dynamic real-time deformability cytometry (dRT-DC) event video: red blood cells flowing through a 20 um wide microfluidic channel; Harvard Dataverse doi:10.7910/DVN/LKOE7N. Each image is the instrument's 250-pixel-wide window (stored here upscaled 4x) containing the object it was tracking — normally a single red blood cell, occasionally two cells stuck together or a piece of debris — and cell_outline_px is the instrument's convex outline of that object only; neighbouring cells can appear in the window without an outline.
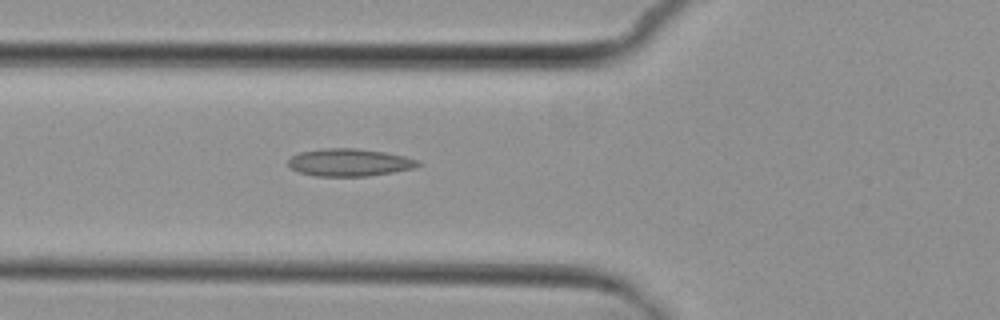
{"species": "common noctule bat (a hibernating species)", "species_latin": "Nyctalus noctula", "temperature_condition": "cold", "stored_images_in_passage": 6, "camera_frame_rate_fps": 3000, "um_per_image_px": 0.085, "animal": {"sex": "female", "body_mass_g": 29.2, "forearm_length_mm": 56.3}, "frame": {"image": 1, "passage_image": 6, "time_ms": 6.667, "image_size_px": [1000, 320], "cell_outline_px": [[424, 164], [416, 168], [368, 176], [316, 176], [300, 172], [292, 168], [288, 164], [288, 160], [292, 156], [300, 152], [324, 148], [356, 148], [384, 152], [404, 156], [416, 160]], "centroid_in_image_um": [29.73, 13.8], "position_along_channel_um": 96.1, "area_um2": 20.75}}